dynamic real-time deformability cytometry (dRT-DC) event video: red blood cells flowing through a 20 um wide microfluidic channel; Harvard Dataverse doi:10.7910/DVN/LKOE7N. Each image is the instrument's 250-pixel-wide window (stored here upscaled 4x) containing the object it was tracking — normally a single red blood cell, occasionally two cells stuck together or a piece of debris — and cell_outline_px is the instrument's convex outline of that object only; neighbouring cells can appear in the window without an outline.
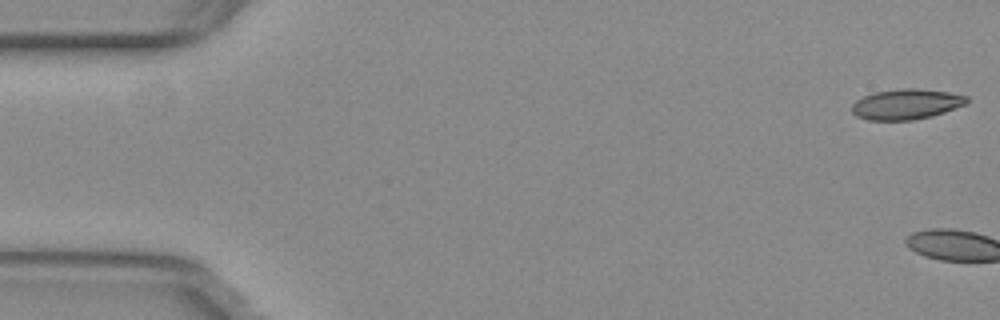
{"species": "common noctule bat (a hibernating species)", "species_latin": "Nyctalus noctula", "temperature_condition": "warm", "stored_images_in_passage": 3, "camera_frame_rate_fps": 3000, "um_per_image_px": 0.085, "animal": {"sex": "female", "body_mass_g": 29.2, "forearm_length_mm": 56.3}, "frame": {"image": 1, "passage_image": 1, "time_ms": 0.0, "image_size_px": [1000, 320], "cell_outline_px": [[968, 104], [932, 116], [912, 120], [868, 120], [856, 116], [852, 112], [852, 104], [856, 100], [872, 92], [904, 88], [916, 88], [948, 92], [968, 96]], "centroid_in_image_um": [77.04, 8.85], "position_along_channel_um": 8.0, "area_um2": 20.46}}